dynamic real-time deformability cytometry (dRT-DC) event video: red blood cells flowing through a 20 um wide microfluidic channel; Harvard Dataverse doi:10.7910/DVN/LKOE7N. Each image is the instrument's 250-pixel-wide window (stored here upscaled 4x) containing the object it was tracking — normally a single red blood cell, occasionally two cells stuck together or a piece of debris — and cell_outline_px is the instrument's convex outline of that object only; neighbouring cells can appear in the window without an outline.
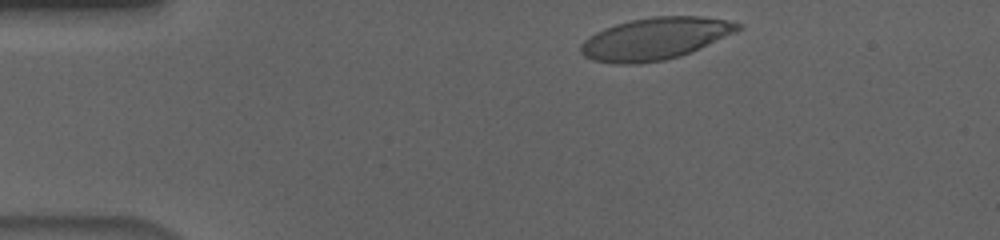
{"species": "human", "species_latin": "Homo sapiens", "temperature_condition": "cold", "stored_images_in_passage": 40, "camera_frame_rate_fps": 3000, "um_per_image_px": 0.085, "donor": {"sex": "male"}, "frame": {"image": 1, "passage_image": 2, "time_ms": 0.333, "image_size_px": [1000, 240], "cell_outline_px": [[744, 28], [736, 32], [680, 56], [664, 60], [640, 64], [612, 64], [592, 60], [584, 56], [580, 52], [580, 44], [588, 36], [604, 28], [616, 24], [632, 20], [652, 16], [700, 16], [724, 20], [740, 24]], "centroid_in_image_um": [55.63, 3.29], "position_along_channel_um": 29.4, "area_um2": 38.44}}
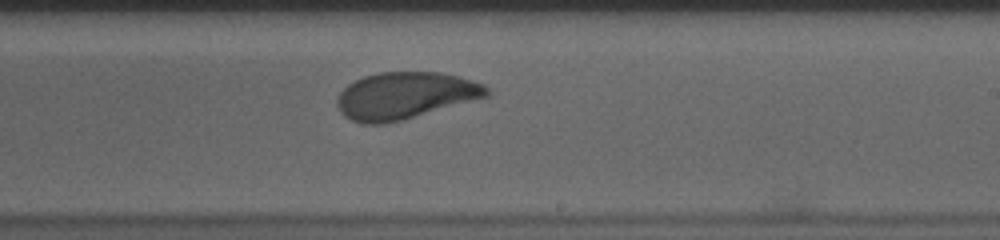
{"frame": {"image": 2, "passage_image": 26, "time_ms": 8.333, "image_size_px": [1000, 240], "cell_outline_px": [[488, 96], [400, 120], [384, 124], [364, 124], [352, 120], [344, 116], [340, 112], [336, 104], [336, 100], [340, 92], [348, 84], [364, 76], [380, 72], [440, 72], [472, 80], [484, 84], [488, 88]], "centroid_in_image_um": [34.38, 8.12], "position_along_channel_um": 254.6, "area_um2": 40.46}}
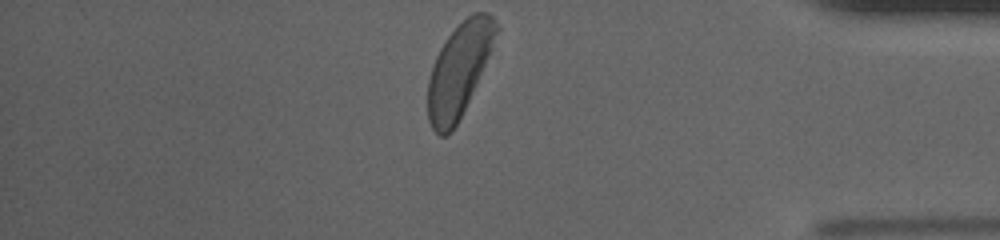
{"frame": {"image": 3, "passage_image": 40, "time_ms": 13.0, "image_size_px": [1000, 240], "cell_outline_px": [[500, 28], [472, 92], [452, 132], [444, 136], [440, 136], [432, 128], [428, 120], [428, 80], [432, 64], [440, 48], [448, 36], [472, 12], [488, 12], [492, 16]], "centroid_in_image_um": [39.0, 5.93], "position_along_channel_um": 396.2, "area_um2": 36.24}, "authors_computed_cell_mechanics": {"area_um2": 41.0091, "velocity_mm_per_s": 3.6328, "shape_relaxation_time_tau1_ms": 4.1965, "shape_relaxation_time_tau2_ms": 1.4967, "deformation_change_tau1": 0.1556, "deformation_change_tau2": 0.0613}}